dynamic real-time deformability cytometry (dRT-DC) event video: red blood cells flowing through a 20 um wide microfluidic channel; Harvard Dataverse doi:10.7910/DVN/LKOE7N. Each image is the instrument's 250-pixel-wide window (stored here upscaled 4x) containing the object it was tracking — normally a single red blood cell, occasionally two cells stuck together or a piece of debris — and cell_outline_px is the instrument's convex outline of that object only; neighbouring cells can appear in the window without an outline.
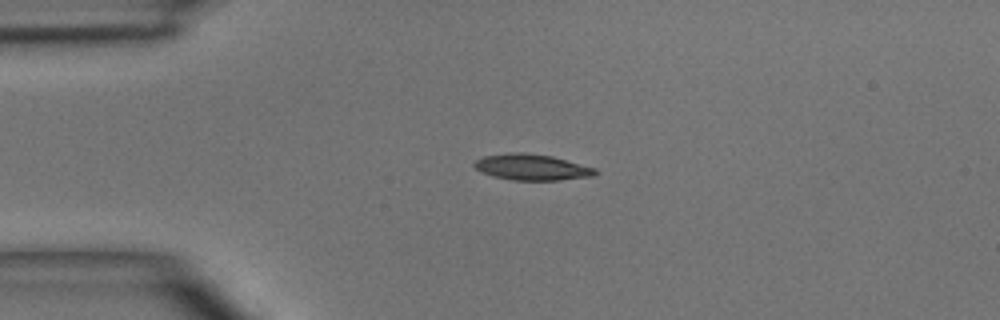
{"species": "common noctule bat (a hibernating species)", "species_latin": "Nyctalus noctula", "temperature_condition": "room temperature", "stored_images_in_passage": 4, "camera_frame_rate_fps": 3000, "um_per_image_px": 0.085, "animal": {"sex": "male", "body_mass_g": 15.6}, "frame": {"image": 1, "passage_image": 4, "time_ms": 4.333, "image_size_px": [1000, 320], "cell_outline_px": [[600, 172], [596, 176], [560, 180], [512, 180], [492, 176], [476, 168], [472, 164], [476, 160], [484, 156], [512, 152], [524, 152], [552, 156], [596, 168]], "centroid_in_image_um": [45.26, 14.21], "position_along_channel_um": 39.7, "area_um2": 18.44}}